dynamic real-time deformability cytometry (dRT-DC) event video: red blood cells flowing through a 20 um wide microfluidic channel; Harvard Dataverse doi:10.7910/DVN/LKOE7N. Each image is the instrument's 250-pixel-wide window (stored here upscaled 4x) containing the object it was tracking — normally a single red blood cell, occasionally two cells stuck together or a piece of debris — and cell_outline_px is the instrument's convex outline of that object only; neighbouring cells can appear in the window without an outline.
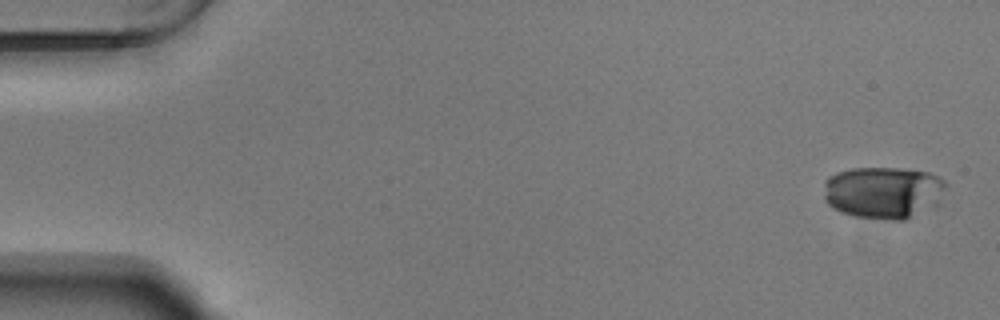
{"species": "Egyptian fruit bat (a non-hibernating species)", "species_latin": "Rousettus aegyptiacus", "temperature_condition": "warm", "stored_images_in_passage": 55, "camera_frame_rate_fps": 3000, "um_per_image_px": 0.085, "animal": {"sex": "male"}, "frame": {"image": 1, "passage_image": 2, "time_ms": 0.333, "image_size_px": [1000, 320], "cell_outline_px": [[944, 188], [904, 220], [892, 220], [852, 216], [840, 212], [832, 208], [824, 200], [824, 180], [836, 172], [852, 168], [900, 168], [932, 172], [944, 180]], "centroid_in_image_um": [74.87, 16.3], "position_along_channel_um": 10.1, "area_um2": 35.78}}
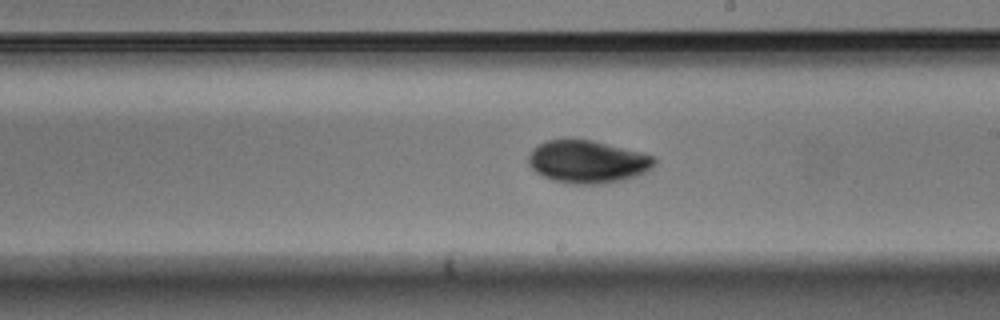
{"frame": {"image": 2, "passage_image": 32, "time_ms": 10.333, "image_size_px": [1000, 320], "cell_outline_px": [[656, 164], [648, 172], [624, 180], [604, 184], [572, 184], [552, 180], [536, 172], [528, 164], [528, 156], [532, 148], [536, 144], [544, 140], [572, 136], [592, 140], [640, 152], [652, 156], [656, 160]], "centroid_in_image_um": [49.9, 13.71], "position_along_channel_um": 239.1, "area_um2": 32.19}}
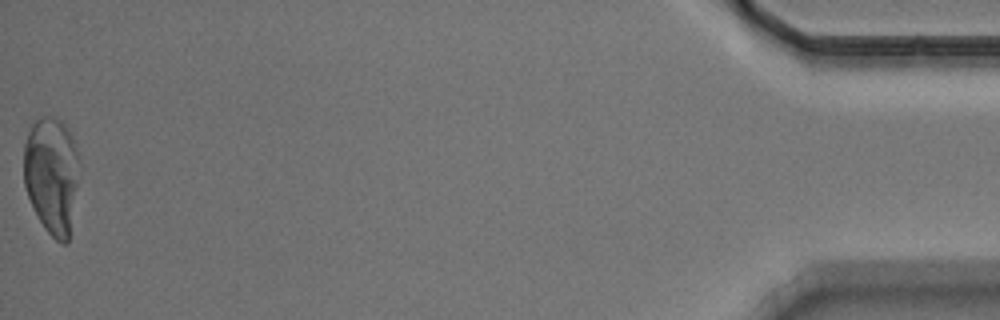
{"frame": {"image": 3, "passage_image": 55, "time_ms": 18.0, "image_size_px": [1000, 320], "cell_outline_px": [[80, 164], [68, 244], [60, 244], [44, 228], [28, 196], [24, 184], [24, 144], [28, 132], [32, 124], [36, 120], [44, 116], [56, 116], [68, 128], [72, 136], [80, 156]], "centroid_in_image_um": [4.41, 14.85], "position_along_channel_um": 430.8, "area_um2": 38.15}}